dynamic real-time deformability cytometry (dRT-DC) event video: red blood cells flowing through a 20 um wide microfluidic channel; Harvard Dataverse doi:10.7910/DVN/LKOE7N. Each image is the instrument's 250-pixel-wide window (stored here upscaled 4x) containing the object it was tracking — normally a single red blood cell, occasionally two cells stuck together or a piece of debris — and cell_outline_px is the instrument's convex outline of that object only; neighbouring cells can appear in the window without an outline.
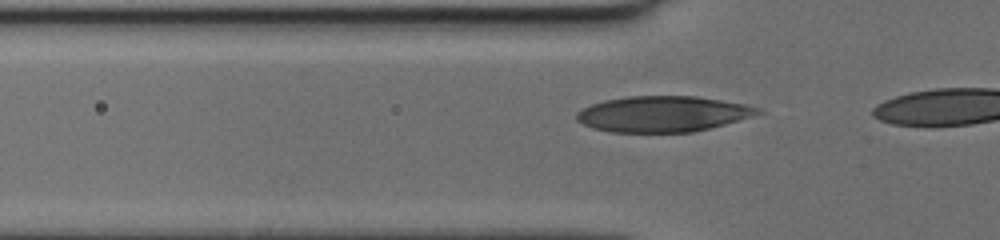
{"species": "human", "species_latin": "Homo sapiens", "temperature_condition": "cold", "stored_images_in_passage": 10, "camera_frame_rate_fps": 3000, "um_per_image_px": 0.085, "donor": {"sex": "female"}, "frame": {"image": 1, "passage_image": 4, "time_ms": 1.0, "image_size_px": [1000, 240], "cell_outline_px": [[764, 112], [712, 128], [692, 132], [612, 132], [592, 128], [576, 120], [576, 112], [592, 104], [604, 100], [628, 96], [696, 96], [744, 104], [760, 108]], "centroid_in_image_um": [56.33, 9.69], "position_along_channel_um": 69.5, "area_um2": 37.69}}
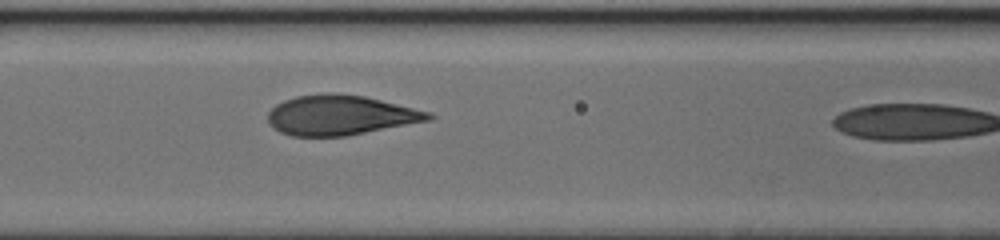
{"frame": {"image": 2, "passage_image": 9, "time_ms": 2.667, "image_size_px": [1000, 240], "cell_outline_px": [[436, 116], [432, 120], [348, 136], [292, 136], [280, 132], [268, 124], [268, 112], [276, 104], [284, 100], [296, 96], [328, 92], [364, 96], [432, 112]], "centroid_in_image_um": [28.96, 9.79], "position_along_channel_um": 137.6, "area_um2": 37.63}}